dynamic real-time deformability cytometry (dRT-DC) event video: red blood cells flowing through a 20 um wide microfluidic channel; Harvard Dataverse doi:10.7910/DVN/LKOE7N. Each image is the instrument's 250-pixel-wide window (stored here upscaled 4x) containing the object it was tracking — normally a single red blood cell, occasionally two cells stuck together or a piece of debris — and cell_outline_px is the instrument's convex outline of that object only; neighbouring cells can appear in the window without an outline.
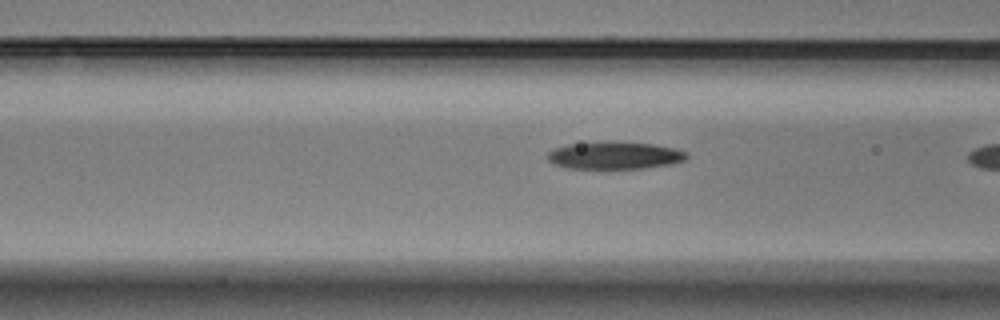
{"species": "Egyptian fruit bat (a non-hibernating species)", "species_latin": "Rousettus aegyptiacus", "temperature_condition": "warm", "stored_images_in_passage": 15, "camera_frame_rate_fps": 3000, "um_per_image_px": 0.085, "animal": {"sex": "male"}, "frame": {"image": 1, "passage_image": 14, "time_ms": 4.333, "image_size_px": [1000, 320], "cell_outline_px": [[688, 156], [684, 160], [672, 164], [644, 168], [568, 168], [556, 164], [548, 160], [548, 152], [552, 148], [568, 144], [604, 140], [608, 140], [652, 144], [676, 148], [688, 152]], "centroid_in_image_um": [52.25, 13.18], "position_along_channel_um": 114.3, "area_um2": 22.54}}